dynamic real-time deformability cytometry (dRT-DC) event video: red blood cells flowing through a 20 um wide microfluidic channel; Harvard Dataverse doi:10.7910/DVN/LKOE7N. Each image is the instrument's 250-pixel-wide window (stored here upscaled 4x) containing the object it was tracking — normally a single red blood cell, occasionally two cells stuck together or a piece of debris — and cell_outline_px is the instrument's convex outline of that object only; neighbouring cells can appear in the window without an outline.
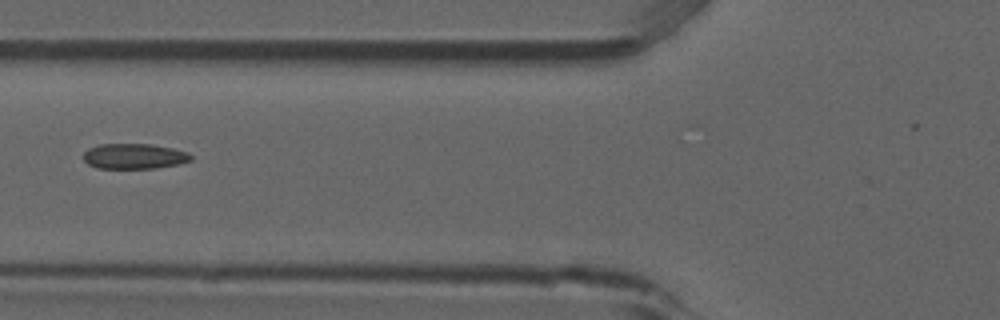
{"species": "common noctule bat (a hibernating species)", "species_latin": "Nyctalus noctula", "temperature_condition": "room temperature", "stored_images_in_passage": 7, "camera_frame_rate_fps": 3000, "um_per_image_px": 0.085, "animal": {"sex": "male", "forearm_length_mm": 52.5}, "frame": {"image": 1, "passage_image": 7, "time_ms": 2.0, "image_size_px": [1000, 320], "cell_outline_px": [[192, 160], [176, 164], [156, 168], [96, 168], [88, 164], [84, 160], [84, 152], [88, 148], [100, 144], [152, 144], [172, 148], [188, 152], [192, 156]], "centroid_in_image_um": [11.39, 13.27], "position_along_channel_um": 114.4, "area_um2": 15.84}}